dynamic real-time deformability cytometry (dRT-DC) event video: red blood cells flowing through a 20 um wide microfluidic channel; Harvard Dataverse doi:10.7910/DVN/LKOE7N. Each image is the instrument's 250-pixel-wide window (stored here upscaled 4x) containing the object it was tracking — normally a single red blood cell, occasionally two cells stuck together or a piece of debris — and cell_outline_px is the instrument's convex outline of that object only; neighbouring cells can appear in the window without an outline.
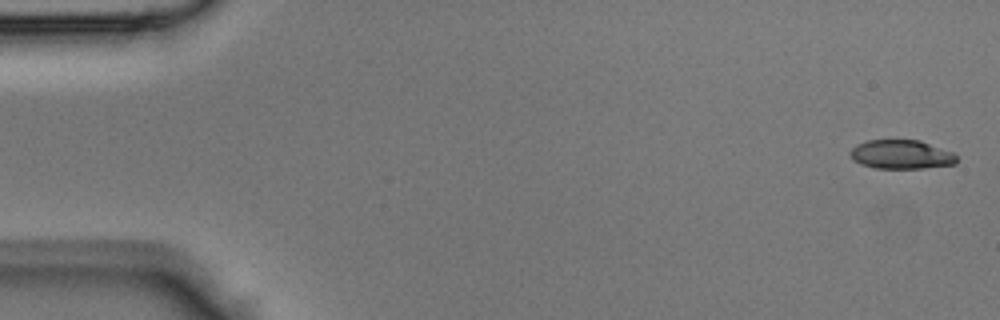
{"species": "Egyptian fruit bat (a non-hibernating species)", "species_latin": "Rousettus aegyptiacus", "temperature_condition": "room temperature", "stored_images_in_passage": 44, "camera_frame_rate_fps": 3000, "um_per_image_px": 0.085, "animal": {"sex": "male"}, "frame": {"image": 1, "passage_image": 1, "time_ms": 0.0, "image_size_px": [1000, 320], "cell_outline_px": [[956, 164], [924, 168], [876, 168], [860, 164], [852, 160], [848, 152], [852, 148], [868, 140], [920, 140], [952, 152], [956, 156]], "centroid_in_image_um": [76.59, 13.13], "position_along_channel_um": 8.4, "area_um2": 17.92}}
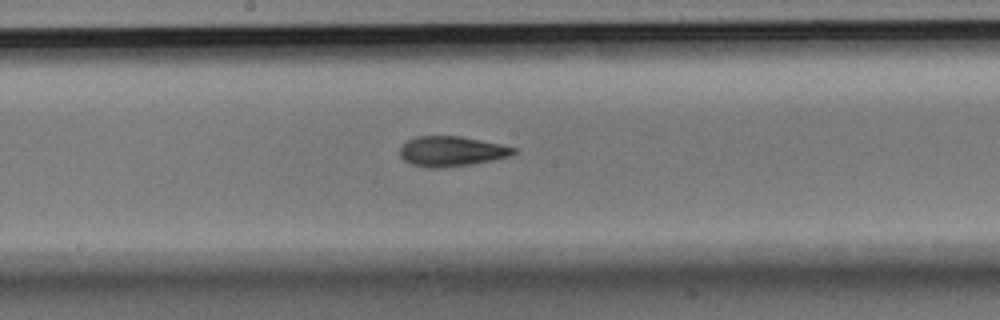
{"frame": {"image": 2, "passage_image": 23, "time_ms": 7.333, "image_size_px": [1000, 320], "cell_outline_px": [[516, 152], [508, 156], [492, 160], [472, 164], [440, 168], [428, 168], [412, 164], [404, 160], [400, 156], [400, 148], [408, 140], [416, 136], [460, 136], [500, 144], [516, 148]], "centroid_in_image_um": [38.35, 12.86], "position_along_channel_um": 209.8, "area_um2": 19.77}}
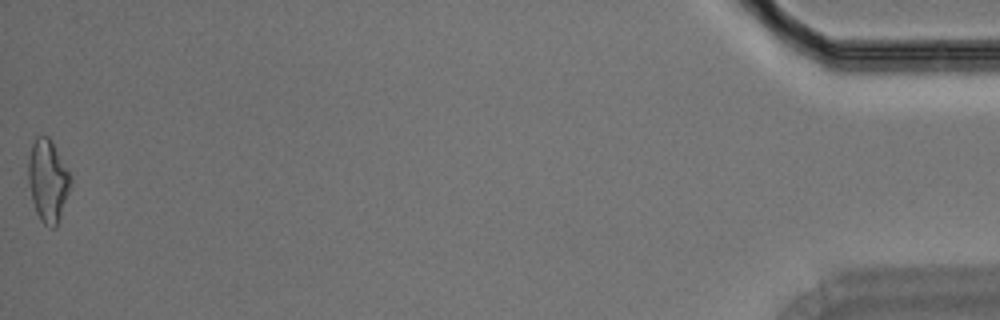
{"frame": {"image": 3, "passage_image": 44, "time_ms": 14.333, "image_size_px": [1000, 320], "cell_outline_px": [[72, 180], [56, 228], [52, 228], [44, 224], [40, 220], [36, 212], [32, 200], [28, 180], [28, 156], [32, 144], [36, 136], [48, 136], [72, 176]], "centroid_in_image_um": [4.05, 15.36], "position_along_channel_um": 431.1, "area_um2": 20.11}}